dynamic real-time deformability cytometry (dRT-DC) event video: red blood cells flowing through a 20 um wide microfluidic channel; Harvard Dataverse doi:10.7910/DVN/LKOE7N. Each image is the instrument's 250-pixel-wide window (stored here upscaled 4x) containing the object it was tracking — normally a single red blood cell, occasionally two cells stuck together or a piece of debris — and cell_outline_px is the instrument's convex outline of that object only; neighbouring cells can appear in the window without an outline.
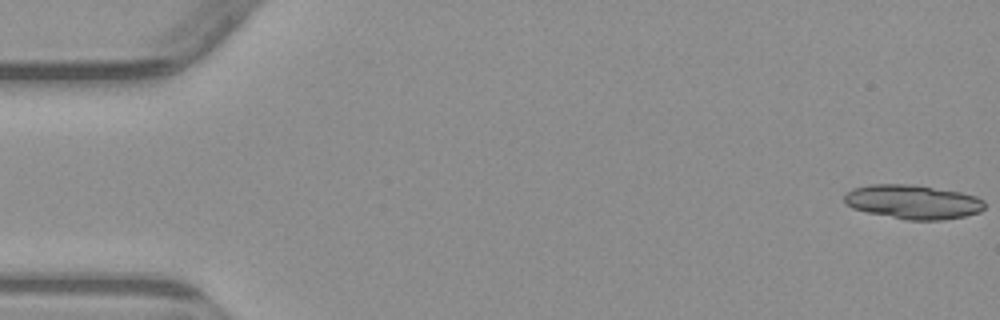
{"species": "common noctule bat (a hibernating species)", "species_latin": "Nyctalus noctula", "temperature_condition": "warm", "stored_images_in_passage": 6, "camera_frame_rate_fps": 3000, "um_per_image_px": 0.085, "animal": {"sex": "male", "body_mass_g": 23.1, "forearm_length_mm": 52.7}, "frame": {"image": 1, "passage_image": 1, "time_ms": 0.0, "image_size_px": [1000, 320], "cell_outline_px": [[984, 208], [980, 212], [964, 216], [940, 220], [908, 220], [868, 212], [852, 208], [844, 204], [844, 196], [852, 188], [872, 184], [912, 184], [960, 192], [976, 196], [984, 200]], "centroid_in_image_um": [77.59, 17.15], "position_along_channel_um": 7.4, "area_um2": 27.86}}
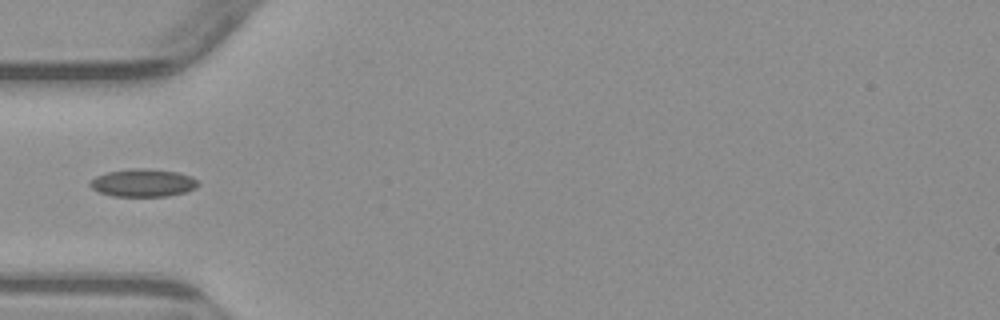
{"frame": {"image": 2, "passage_image": 6, "time_ms": 5.667, "image_size_px": [1000, 320], "cell_outline_px": [[200, 184], [196, 188], [184, 192], [168, 196], [112, 196], [100, 192], [92, 188], [88, 184], [96, 176], [108, 172], [132, 168], [144, 168], [176, 172], [192, 176]], "centroid_in_image_um": [12.17, 15.54], "position_along_channel_um": 72.8, "area_um2": 17.4}}